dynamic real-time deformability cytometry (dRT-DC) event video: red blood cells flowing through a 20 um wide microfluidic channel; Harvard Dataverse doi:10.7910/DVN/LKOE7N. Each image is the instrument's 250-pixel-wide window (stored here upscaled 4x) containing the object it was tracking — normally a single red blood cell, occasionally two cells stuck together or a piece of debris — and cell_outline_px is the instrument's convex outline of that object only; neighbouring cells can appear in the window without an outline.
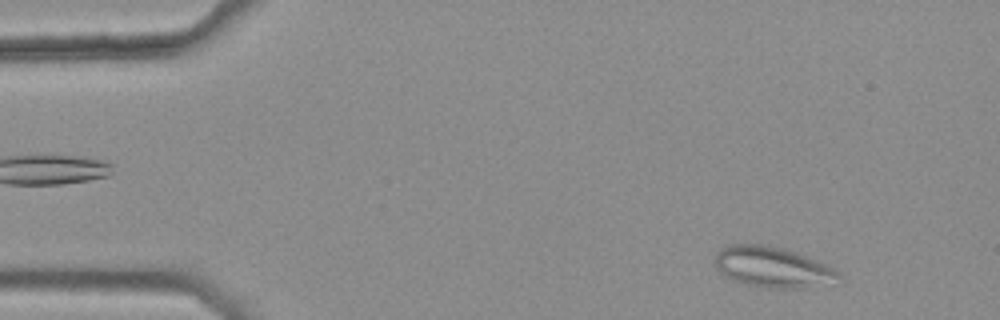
{"species": "common noctule bat (a hibernating species)", "species_latin": "Nyctalus noctula", "temperature_condition": "warm", "stored_images_in_passage": 41, "camera_frame_rate_fps": 3000, "um_per_image_px": 0.085, "animal": {"sex": "female", "body_mass_g": 25.1}, "frame": {"image": 1, "passage_image": 3, "time_ms": 0.667, "image_size_px": [1000, 320], "cell_outline_px": [[840, 276], [796, 288], [776, 288], [744, 284], [732, 280], [720, 272], [716, 268], [716, 252], [720, 248], [728, 244], [764, 244], [784, 248], [824, 264], [840, 272]], "centroid_in_image_um": [65.49, 22.65], "position_along_channel_um": 19.5, "area_um2": 28.15}}
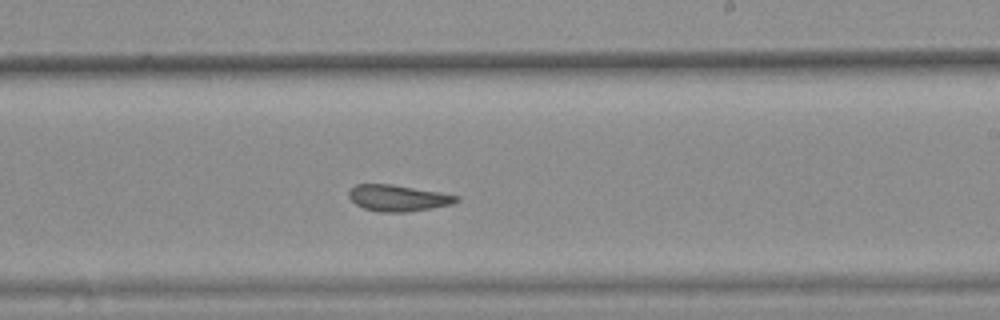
{"frame": {"image": 2, "passage_image": 29, "time_ms": 9.333, "image_size_px": [1000, 320], "cell_outline_px": [[460, 200], [452, 204], [432, 208], [408, 212], [380, 212], [364, 208], [356, 204], [348, 196], [348, 192], [356, 184], [392, 184], [440, 192], [460, 196]], "centroid_in_image_um": [33.86, 16.83], "position_along_channel_um": 255.1, "area_um2": 16.53}}
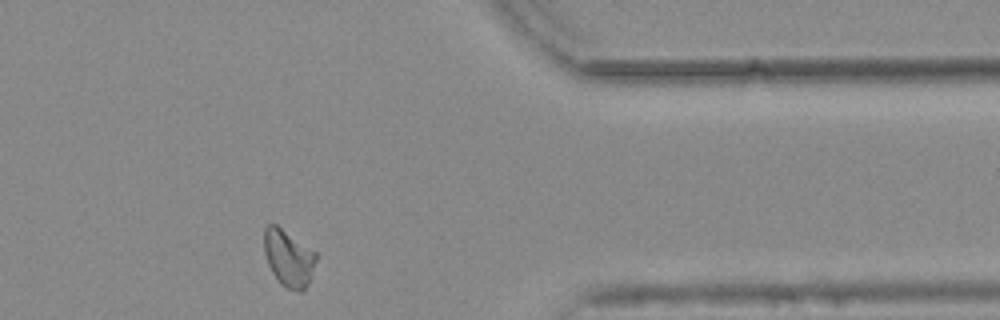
{"frame": {"image": 3, "passage_image": 41, "time_ms": 13.333, "image_size_px": [1000, 320], "cell_outline_px": [[316, 260], [308, 284], [304, 292], [296, 292], [280, 284], [272, 272], [268, 264], [264, 252], [264, 228], [268, 224], [276, 224], [316, 252]], "centroid_in_image_um": [24.52, 21.95], "position_along_channel_um": 386.9, "area_um2": 17.22}, "authors_computed_cell_mechanics": {"area_um2": 17.8602, "velocity_mm_per_s": 3.7473, "shape_relaxation_time_tau1_ms": null, "shape_relaxation_time_tau2_ms": 1.5262, "deformation_change_tau1": null, "deformation_change_tau2": 0.0753}}